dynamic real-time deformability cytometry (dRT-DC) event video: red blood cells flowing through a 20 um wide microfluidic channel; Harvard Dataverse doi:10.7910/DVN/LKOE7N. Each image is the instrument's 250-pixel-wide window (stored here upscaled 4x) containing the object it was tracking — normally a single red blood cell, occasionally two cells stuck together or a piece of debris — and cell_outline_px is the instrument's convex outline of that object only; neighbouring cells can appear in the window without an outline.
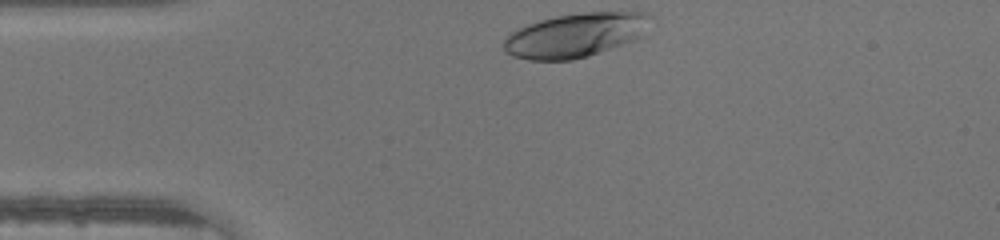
{"species": "human", "species_latin": "Homo sapiens", "temperature_condition": "warm", "stored_images_in_passage": 28, "camera_frame_rate_fps": 3000, "um_per_image_px": 0.085, "donor": {"sex": "male"}, "frame": {"image": 1, "passage_image": 1, "time_ms": 0.0, "image_size_px": [1000, 240], "cell_outline_px": [[652, 16], [640, 36], [632, 40], [588, 56], [572, 60], [528, 60], [512, 56], [504, 52], [504, 40], [512, 32], [528, 24], [540, 20], [556, 16], [584, 12], [644, 12]], "centroid_in_image_um": [48.86, 2.99], "position_along_channel_um": 36.1, "area_um2": 37.17}}
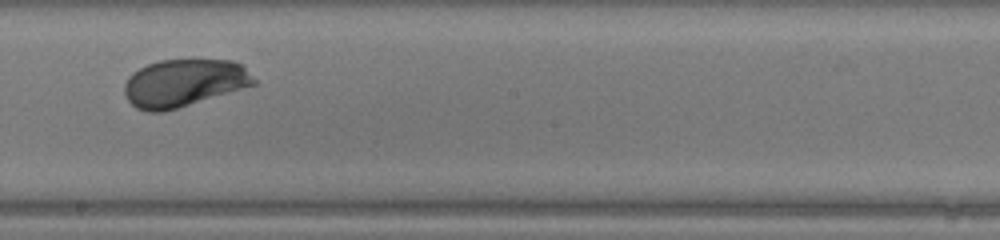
{"frame": {"image": 2, "passage_image": 17, "time_ms": 5.333, "image_size_px": [1000, 240], "cell_outline_px": [[256, 84], [164, 112], [148, 112], [136, 108], [128, 100], [124, 92], [124, 84], [128, 76], [132, 72], [148, 64], [160, 60], [232, 60], [244, 64], [256, 80]], "centroid_in_image_um": [15.63, 7.04], "position_along_channel_um": 232.6, "area_um2": 35.89}}
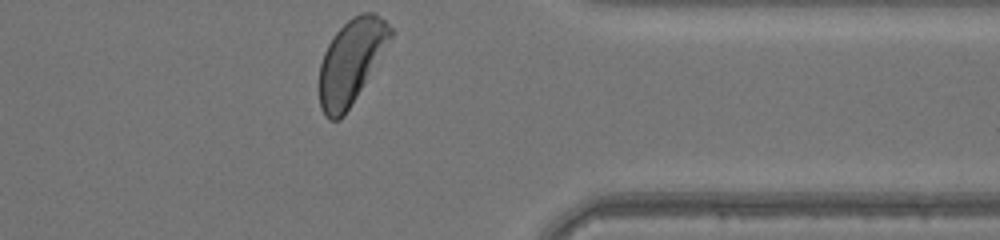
{"frame": {"image": 3, "passage_image": 28, "time_ms": 9.0, "image_size_px": [1000, 240], "cell_outline_px": [[396, 32], [344, 116], [340, 120], [328, 120], [324, 116], [320, 108], [320, 64], [324, 52], [332, 36], [352, 16], [360, 12], [372, 12], [384, 20]], "centroid_in_image_um": [29.85, 5.22], "position_along_channel_um": 381.6, "area_um2": 34.8}}